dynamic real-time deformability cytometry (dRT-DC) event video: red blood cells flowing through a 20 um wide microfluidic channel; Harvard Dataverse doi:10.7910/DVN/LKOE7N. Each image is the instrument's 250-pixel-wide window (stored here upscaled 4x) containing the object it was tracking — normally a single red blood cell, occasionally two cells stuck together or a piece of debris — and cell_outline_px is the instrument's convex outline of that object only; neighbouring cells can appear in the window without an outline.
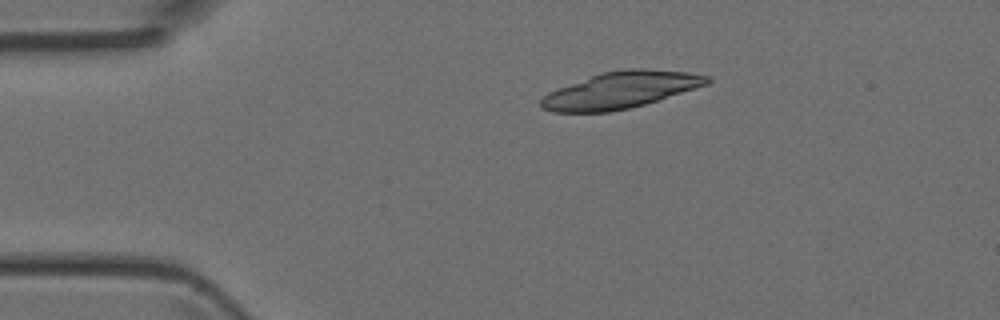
{"species": "Egyptian fruit bat (a non-hibernating species)", "species_latin": "Rousettus aegyptiacus", "temperature_condition": "room temperature", "stored_images_in_passage": 3, "camera_frame_rate_fps": 3000, "um_per_image_px": 0.085, "animal": {"sex": "female"}, "frame": {"image": 1, "passage_image": 2, "time_ms": 0.333, "image_size_px": [1000, 320], "cell_outline_px": [[712, 80], [708, 84], [644, 104], [628, 108], [608, 112], [552, 112], [540, 108], [540, 100], [548, 92], [600, 72], [632, 68], [644, 68], [688, 72], [712, 76]], "centroid_in_image_um": [52.75, 7.65], "position_along_channel_um": 32.3, "area_um2": 35.32}}